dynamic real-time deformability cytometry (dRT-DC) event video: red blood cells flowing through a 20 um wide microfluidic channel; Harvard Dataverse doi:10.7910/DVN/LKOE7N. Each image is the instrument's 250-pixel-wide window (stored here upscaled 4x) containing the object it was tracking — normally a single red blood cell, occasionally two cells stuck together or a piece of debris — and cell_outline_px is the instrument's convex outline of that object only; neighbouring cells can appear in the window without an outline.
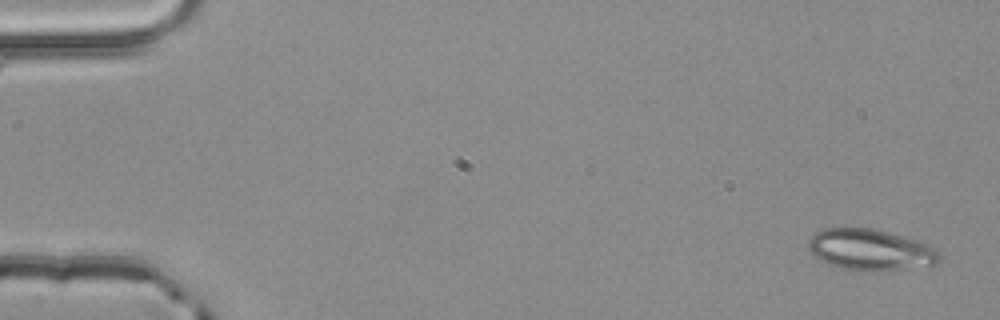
{"species": "common noctule bat (a hibernating species)", "species_latin": "Nyctalus noctula", "temperature_condition": "room temperature", "stored_images_in_passage": 4, "camera_frame_rate_fps": 3000, "um_per_image_px": 0.085, "animal": {"sex": "male", "body_mass_g": 20.4}, "frame": {"image": 1, "passage_image": 1, "time_ms": 0.0, "image_size_px": [1000, 320], "cell_outline_px": [[940, 260], [936, 264], [904, 268], [844, 268], [820, 260], [808, 248], [808, 240], [816, 232], [824, 228], [872, 228], [904, 236], [928, 244], [940, 256]], "centroid_in_image_um": [73.96, 21.17], "position_along_channel_um": 11.0, "area_um2": 30.11}}